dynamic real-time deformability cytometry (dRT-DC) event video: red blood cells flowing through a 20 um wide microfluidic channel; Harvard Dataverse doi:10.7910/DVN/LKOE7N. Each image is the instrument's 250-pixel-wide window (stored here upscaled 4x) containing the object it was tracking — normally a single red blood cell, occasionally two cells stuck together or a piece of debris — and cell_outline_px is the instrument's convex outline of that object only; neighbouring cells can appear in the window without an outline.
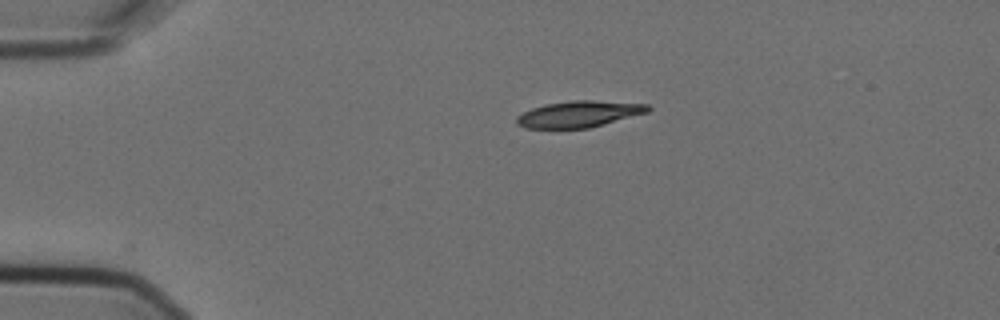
{"species": "Egyptian fruit bat (a non-hibernating species)", "species_latin": "Rousettus aegyptiacus", "temperature_condition": "cold", "stored_images_in_passage": 3, "camera_frame_rate_fps": 3000, "um_per_image_px": 0.085, "animal": {"sex": "female"}, "frame": {"image": 1, "passage_image": 1, "time_ms": 0.0, "image_size_px": [1000, 320], "cell_outline_px": [[652, 108], [648, 112], [604, 124], [588, 128], [524, 128], [516, 124], [516, 116], [532, 108], [544, 104], [572, 100], [592, 100], [648, 104]], "centroid_in_image_um": [49.2, 9.69], "position_along_channel_um": 35.8, "area_um2": 20.17}}
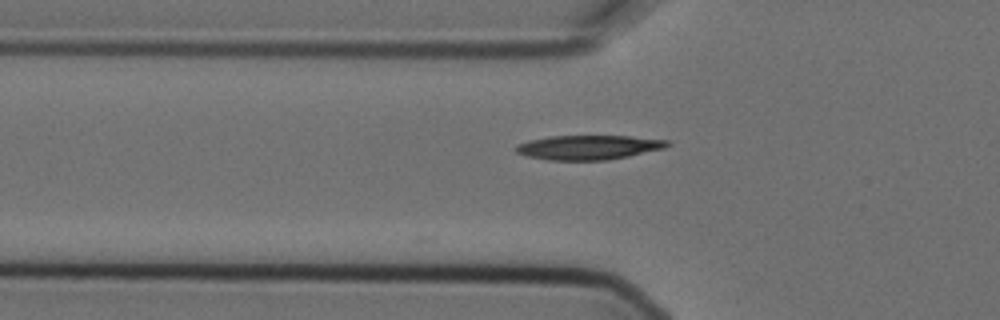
{"frame": {"image": 2, "passage_image": 3, "time_ms": 0.667, "image_size_px": [1000, 320], "cell_outline_px": [[672, 144], [664, 148], [628, 156], [608, 160], [548, 160], [528, 156], [516, 152], [516, 144], [528, 140], [548, 136], [628, 136], [668, 140]], "centroid_in_image_um": [50.01, 12.52], "position_along_channel_um": 75.8, "area_um2": 21.5}}